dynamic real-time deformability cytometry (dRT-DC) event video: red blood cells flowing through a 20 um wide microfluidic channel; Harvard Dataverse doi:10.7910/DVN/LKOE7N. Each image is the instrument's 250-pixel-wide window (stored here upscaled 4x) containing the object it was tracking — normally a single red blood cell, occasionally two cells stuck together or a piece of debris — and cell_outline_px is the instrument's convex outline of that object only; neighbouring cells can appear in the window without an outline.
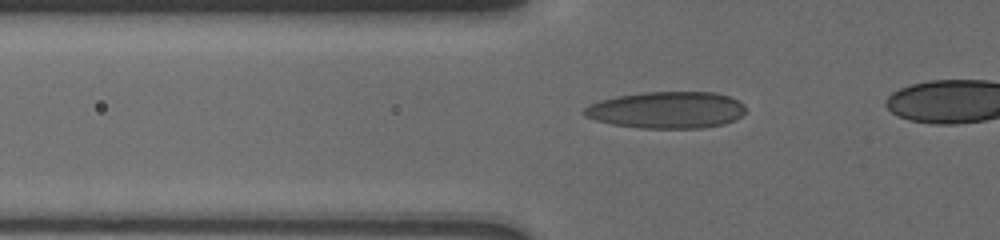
{"species": "human", "species_latin": "Homo sapiens", "temperature_condition": "cold", "stored_images_in_passage": 67, "camera_frame_rate_fps": 3000, "um_per_image_px": 0.085, "donor": {"sex": "male"}, "frame": {"image": 1, "passage_image": 29, "time_ms": 5.667, "image_size_px": [1000, 240], "cell_outline_px": [[744, 112], [740, 116], [724, 124], [700, 128], [644, 128], [612, 124], [596, 120], [584, 116], [584, 108], [588, 104], [600, 100], [616, 96], [644, 92], [716, 92], [728, 96], [744, 104]], "centroid_in_image_um": [56.64, 9.34], "position_along_channel_um": 69.2, "area_um2": 34.45}}
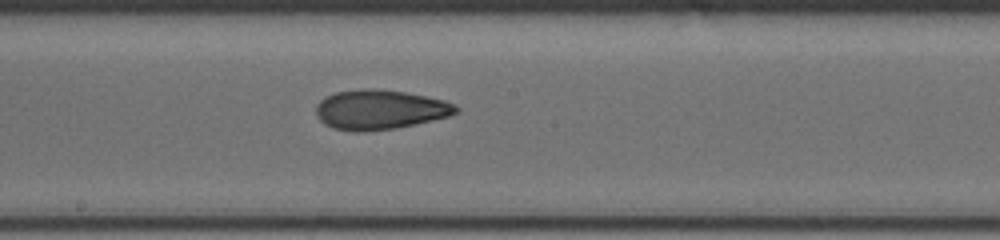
{"frame": {"image": 2, "passage_image": 46, "time_ms": 9.667, "image_size_px": [1000, 240], "cell_outline_px": [[460, 108], [456, 112], [448, 116], [416, 124], [396, 128], [360, 132], [356, 132], [332, 128], [324, 124], [316, 116], [316, 104], [324, 96], [336, 92], [364, 88], [372, 88], [404, 92], [444, 100], [456, 104]], "centroid_in_image_um": [32.25, 9.32], "position_along_channel_um": 215.9, "area_um2": 32.43}}
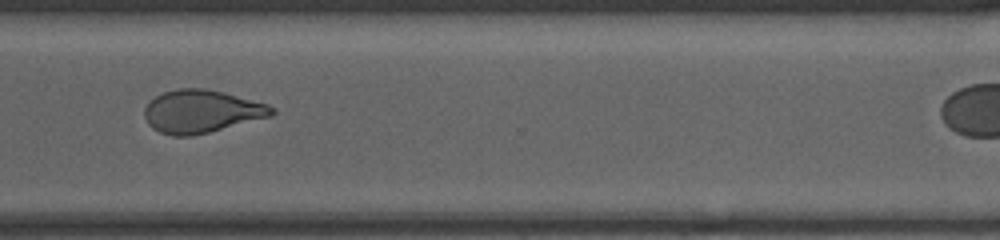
{"frame": {"image": 3, "passage_image": 66, "time_ms": 13.333, "image_size_px": [1000, 240], "cell_outline_px": [[276, 112], [272, 116], [192, 136], [172, 136], [160, 132], [152, 128], [148, 124], [144, 116], [144, 108], [148, 100], [164, 92], [176, 88], [204, 88], [224, 92], [268, 104], [276, 108]], "centroid_in_image_um": [17.11, 9.46], "position_along_channel_um": 353.5, "area_um2": 32.02}}